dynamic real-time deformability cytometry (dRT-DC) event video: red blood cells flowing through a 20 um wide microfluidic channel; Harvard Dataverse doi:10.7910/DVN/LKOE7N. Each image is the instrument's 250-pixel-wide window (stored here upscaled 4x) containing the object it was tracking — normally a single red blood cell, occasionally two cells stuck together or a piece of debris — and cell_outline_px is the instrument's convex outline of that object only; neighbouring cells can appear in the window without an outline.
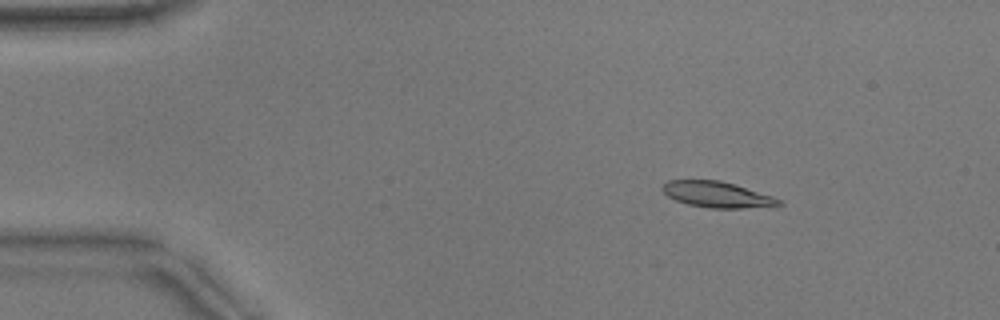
{"species": "common noctule bat (a hibernating species)", "species_latin": "Nyctalus noctula", "temperature_condition": "warm", "stored_images_in_passage": 12, "camera_frame_rate_fps": 3000, "um_per_image_px": 0.085, "animal": {"sex": "male", "body_mass_g": 17.9}, "frame": {"image": 1, "passage_image": 8, "time_ms": 2.333, "image_size_px": [1000, 320], "cell_outline_px": [[784, 204], [740, 208], [712, 208], [688, 204], [676, 200], [668, 196], [660, 188], [668, 180], [720, 180], [772, 196], [780, 200]], "centroid_in_image_um": [60.9, 16.52], "position_along_channel_um": 24.1, "area_um2": 17.17}}